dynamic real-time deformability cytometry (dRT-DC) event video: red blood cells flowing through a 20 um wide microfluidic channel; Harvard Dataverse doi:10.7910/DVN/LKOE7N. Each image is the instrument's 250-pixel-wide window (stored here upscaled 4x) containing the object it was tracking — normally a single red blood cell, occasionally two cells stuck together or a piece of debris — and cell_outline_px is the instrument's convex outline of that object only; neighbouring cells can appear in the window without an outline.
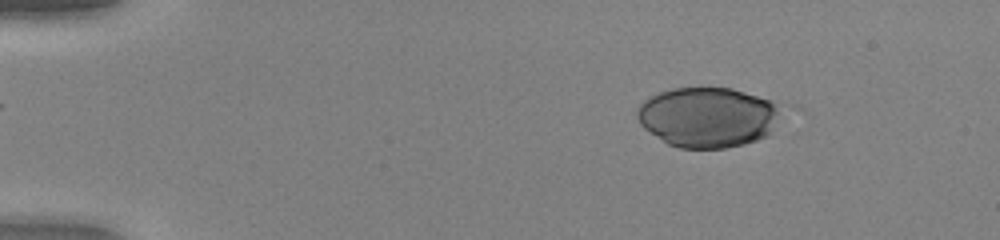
{"species": "human", "species_latin": "Homo sapiens", "temperature_condition": "warm", "stored_images_in_passage": 50, "camera_frame_rate_fps": 3000, "um_per_image_px": 0.085, "donor": {"sex": "female"}, "frame": {"image": 1, "passage_image": 7, "time_ms": 2.0, "image_size_px": [1000, 240], "cell_outline_px": [[776, 112], [772, 128], [768, 136], [744, 144], [724, 148], [680, 148], [668, 144], [644, 128], [640, 124], [636, 116], [636, 108], [644, 100], [660, 92], [672, 88], [700, 84], [732, 88], [768, 100], [776, 104]], "centroid_in_image_um": [60.06, 9.92], "position_along_channel_um": 24.9, "area_um2": 50.52}}
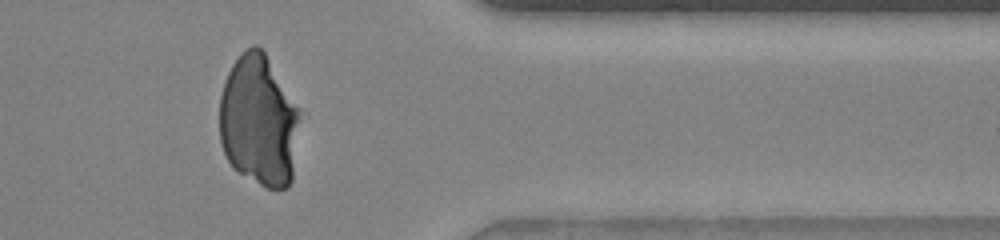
{"frame": {"image": 2, "passage_image": 42, "time_ms": 13.667, "image_size_px": [1000, 240], "cell_outline_px": [[300, 120], [292, 180], [288, 188], [268, 188], [260, 184], [232, 168], [224, 152], [220, 140], [220, 96], [224, 80], [232, 64], [252, 44], [256, 44], [264, 52], [300, 108]], "centroid_in_image_um": [22.01, 10.28], "position_along_channel_um": 389.4, "area_um2": 61.61}}
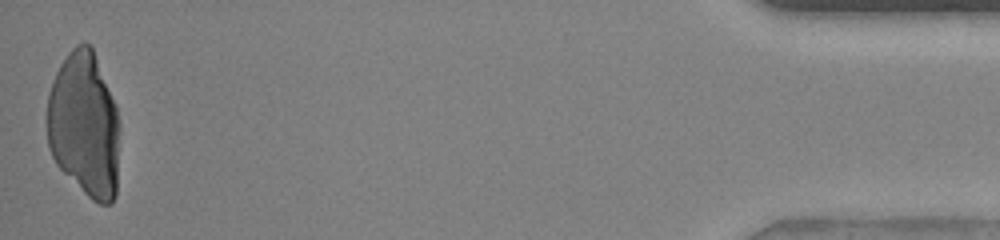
{"frame": {"image": 3, "passage_image": 50, "time_ms": 16.333, "image_size_px": [1000, 240], "cell_outline_px": [[120, 128], [116, 196], [112, 204], [100, 204], [92, 200], [56, 164], [48, 148], [48, 92], [52, 80], [60, 64], [68, 52], [76, 44], [84, 40], [92, 48], [116, 104], [120, 120]], "centroid_in_image_um": [7.19, 10.61], "position_along_channel_um": 428.0, "area_um2": 62.02}}